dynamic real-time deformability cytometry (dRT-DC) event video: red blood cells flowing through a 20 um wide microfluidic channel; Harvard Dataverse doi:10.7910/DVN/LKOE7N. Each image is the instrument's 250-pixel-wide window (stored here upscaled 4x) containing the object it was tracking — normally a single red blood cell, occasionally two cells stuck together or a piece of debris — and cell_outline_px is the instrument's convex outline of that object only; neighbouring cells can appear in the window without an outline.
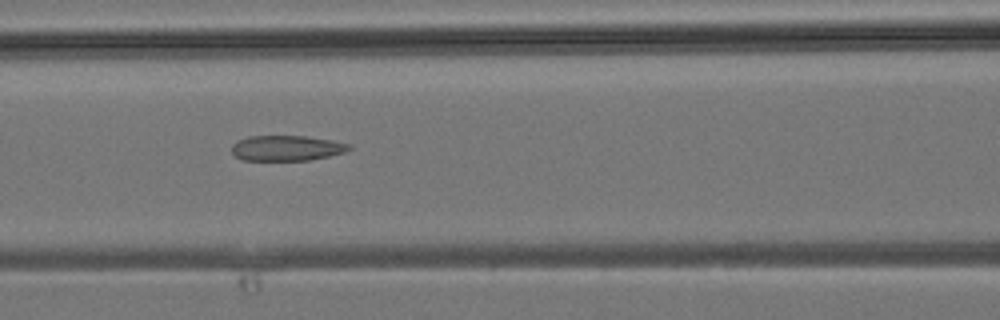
{"species": "common noctule bat (a hibernating species)", "species_latin": "Nyctalus noctula", "temperature_condition": "room temperature", "stored_images_in_passage": 30, "camera_frame_rate_fps": 3000, "um_per_image_px": 0.085, "animal": {"sex": "male", "body_mass_g": 19.2, "forearm_length_mm": 51.8}, "frame": {"image": 1, "passage_image": 8, "time_ms": 2.333, "image_size_px": [1000, 320], "cell_outline_px": [[352, 148], [344, 152], [328, 156], [308, 160], [244, 160], [236, 156], [232, 152], [232, 144], [248, 136], [304, 136], [332, 140], [348, 144]], "centroid_in_image_um": [24.35, 12.58], "position_along_channel_um": 142.2, "area_um2": 17.11}}
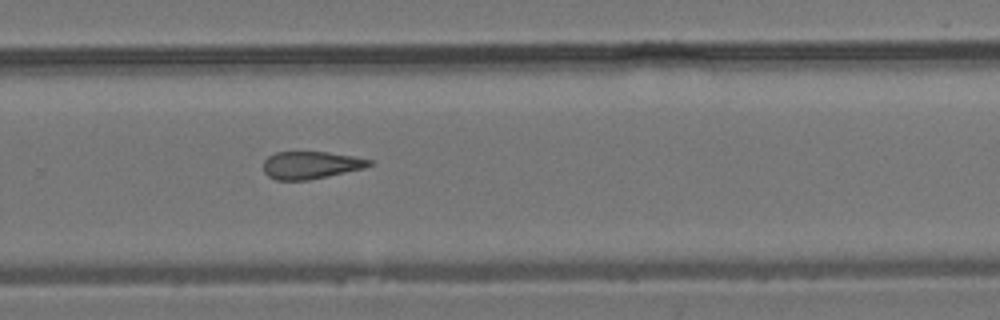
{"frame": {"image": 2, "passage_image": 17, "time_ms": 5.333, "image_size_px": [1000, 320], "cell_outline_px": [[372, 164], [364, 168], [328, 176], [308, 180], [276, 180], [268, 176], [264, 172], [264, 160], [268, 156], [276, 152], [328, 152], [352, 156], [372, 160]], "centroid_in_image_um": [26.4, 14.03], "position_along_channel_um": 303.4, "area_um2": 16.88}}
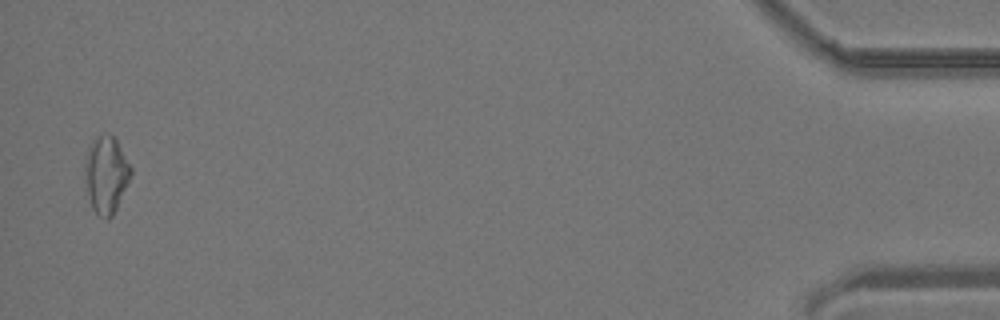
{"frame": {"image": 3, "passage_image": 29, "time_ms": 9.333, "image_size_px": [1000, 320], "cell_outline_px": [[132, 172], [116, 208], [112, 216], [108, 220], [100, 216], [92, 208], [88, 192], [84, 168], [88, 148], [92, 140], [100, 136], [112, 136], [116, 140], [132, 168]], "centroid_in_image_um": [9.02, 14.86], "position_along_channel_um": 426.2, "area_um2": 19.94}}